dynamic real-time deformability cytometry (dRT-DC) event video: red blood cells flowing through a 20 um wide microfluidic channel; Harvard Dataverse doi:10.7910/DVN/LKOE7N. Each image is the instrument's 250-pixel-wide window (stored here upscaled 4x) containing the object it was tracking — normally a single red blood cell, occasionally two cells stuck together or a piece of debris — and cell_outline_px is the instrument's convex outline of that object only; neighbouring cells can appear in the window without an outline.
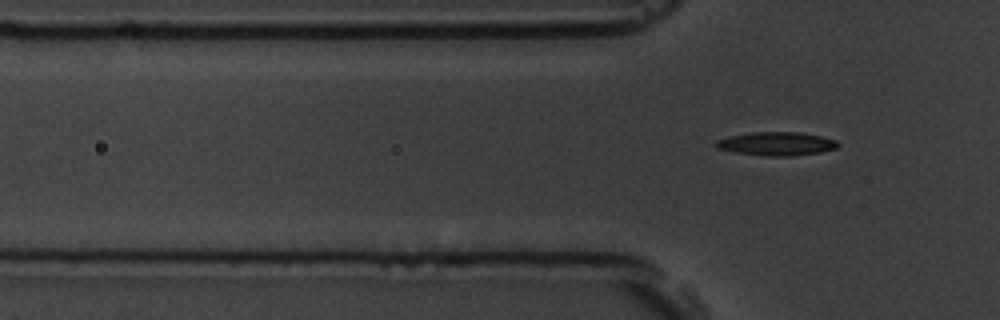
{"species": "common noctule bat (a hibernating species)", "species_latin": "Nyctalus noctula", "temperature_condition": "room temperature", "stored_images_in_passage": 6, "segment_of_instrument_passage": [2, 2], "camera_frame_rate_fps": 3000, "um_per_image_px": 0.085, "animal": {"sex": "male", "body_mass_g": 19.5, "forearm_length_mm": 54.6}, "frame": {"image": 1, "passage_image": 6, "time_ms": 6.667, "image_size_px": [1000, 320], "cell_outline_px": [[840, 144], [836, 148], [820, 152], [792, 156], [768, 156], [736, 152], [716, 148], [712, 144], [716, 140], [732, 136], [752, 132], [800, 132], [820, 136], [836, 140]], "centroid_in_image_um": [66.0, 12.22], "position_along_channel_um": 59.8, "area_um2": 16.65}}